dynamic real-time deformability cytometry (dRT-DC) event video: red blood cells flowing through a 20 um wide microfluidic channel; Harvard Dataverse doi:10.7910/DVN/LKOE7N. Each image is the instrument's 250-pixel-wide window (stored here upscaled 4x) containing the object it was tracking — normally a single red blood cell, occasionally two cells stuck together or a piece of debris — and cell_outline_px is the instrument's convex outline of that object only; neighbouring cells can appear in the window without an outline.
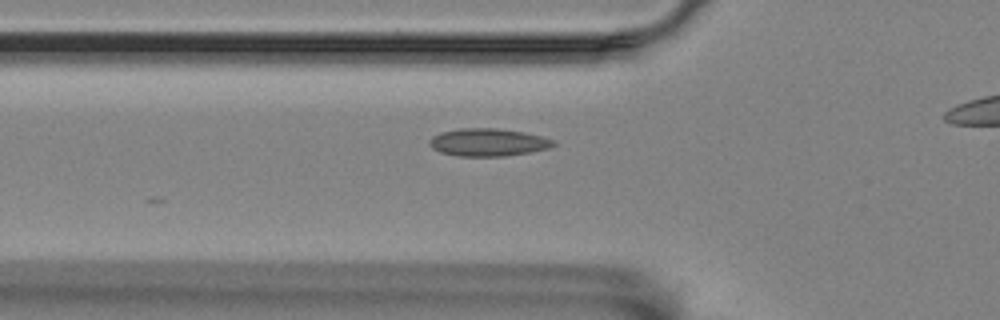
{"species": "Egyptian fruit bat (a non-hibernating species)", "species_latin": "Rousettus aegyptiacus", "temperature_condition": "room temperature", "stored_images_in_passage": 28, "camera_frame_rate_fps": 3000, "um_per_image_px": 0.085, "animal": {"sex": "female"}, "frame": {"image": 1, "passage_image": 16, "time_ms": 5.0, "image_size_px": [1000, 320], "cell_outline_px": [[556, 144], [548, 148], [528, 152], [504, 156], [456, 156], [440, 152], [432, 148], [428, 144], [428, 140], [432, 136], [440, 132], [460, 128], [496, 128], [524, 132], [540, 136], [552, 140]], "centroid_in_image_um": [41.41, 12.09], "position_along_channel_um": 84.4, "area_um2": 19.94}}
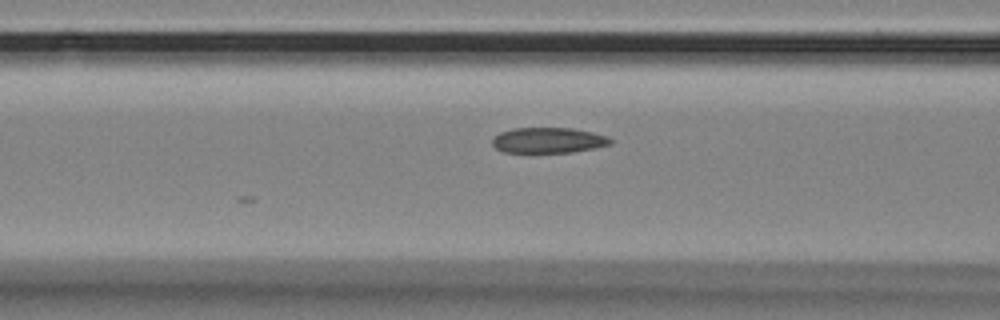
{"frame": {"image": 2, "passage_image": 19, "time_ms": 6.0, "image_size_px": [1000, 320], "cell_outline_px": [[612, 144], [596, 148], [572, 152], [504, 152], [496, 148], [492, 144], [492, 140], [500, 132], [512, 128], [572, 128], [592, 132], [608, 136], [612, 140]], "centroid_in_image_um": [46.64, 11.92], "position_along_channel_um": 120.0, "area_um2": 17.57}}
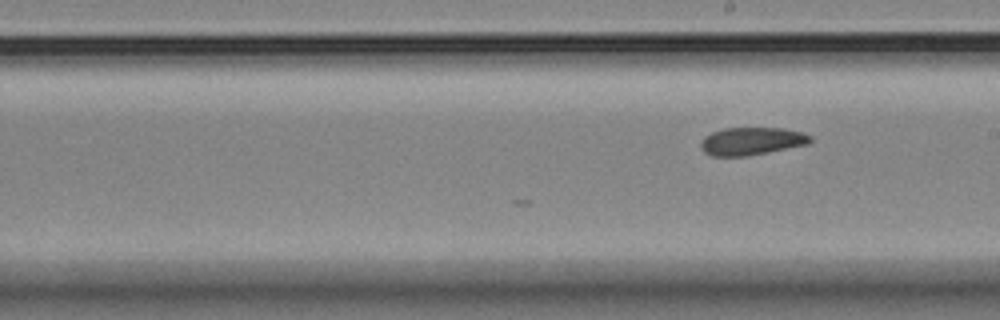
{"frame": {"image": 3, "passage_image": 28, "time_ms": 9.0, "image_size_px": [1000, 320], "cell_outline_px": [[812, 140], [808, 144], [748, 156], [712, 156], [704, 152], [700, 148], [700, 144], [704, 136], [712, 132], [724, 128], [784, 128], [800, 132], [812, 136]], "centroid_in_image_um": [63.86, 12.0], "position_along_channel_um": 225.1, "area_um2": 17.74}}